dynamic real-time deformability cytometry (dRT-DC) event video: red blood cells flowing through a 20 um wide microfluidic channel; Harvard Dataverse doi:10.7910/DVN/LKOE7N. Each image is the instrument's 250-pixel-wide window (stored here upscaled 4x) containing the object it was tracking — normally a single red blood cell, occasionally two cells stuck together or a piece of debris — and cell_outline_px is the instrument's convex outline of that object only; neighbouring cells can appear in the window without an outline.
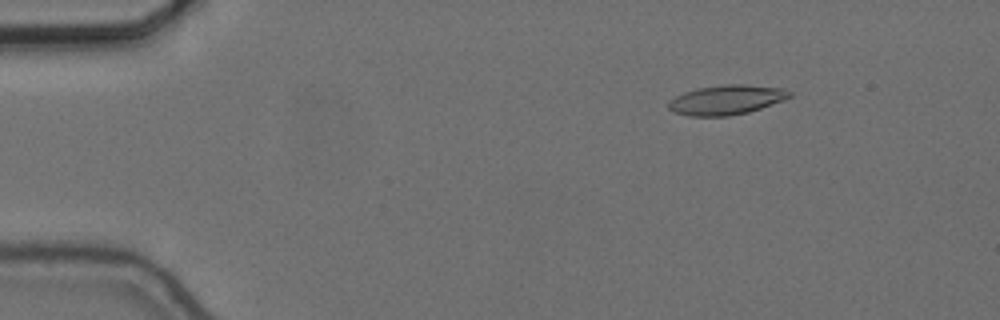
{"species": "common noctule bat (a hibernating species)", "species_latin": "Nyctalus noctula", "temperature_condition": "cold", "stored_images_in_passage": 18, "camera_frame_rate_fps": 3000, "um_per_image_px": 0.085, "animal": {"sex": "female", "body_mass_g": 24.6, "forearm_length_mm": 56.2}, "frame": {"image": 1, "passage_image": 8, "time_ms": 2.333, "image_size_px": [1000, 320], "cell_outline_px": [[792, 96], [784, 100], [748, 112], [728, 116], [688, 116], [676, 112], [668, 108], [668, 100], [684, 92], [696, 88], [724, 84], [744, 84], [784, 88], [792, 92]], "centroid_in_image_um": [61.75, 8.47], "position_along_channel_um": 23.3, "area_um2": 20.98}}
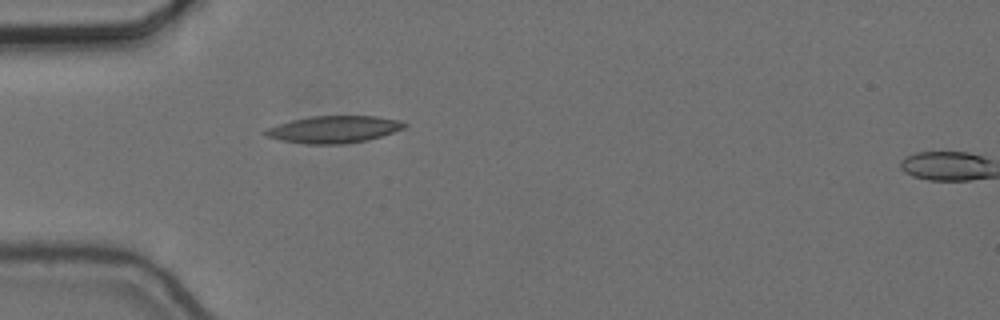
{"frame": {"image": 2, "passage_image": 17, "time_ms": 5.333, "image_size_px": [1000, 320], "cell_outline_px": [[408, 124], [404, 128], [368, 140], [344, 144], [304, 144], [280, 140], [264, 136], [260, 132], [268, 128], [292, 120], [312, 116], [376, 116], [400, 120]], "centroid_in_image_um": [28.35, 11.0], "position_along_channel_um": 56.7, "area_um2": 21.96}}